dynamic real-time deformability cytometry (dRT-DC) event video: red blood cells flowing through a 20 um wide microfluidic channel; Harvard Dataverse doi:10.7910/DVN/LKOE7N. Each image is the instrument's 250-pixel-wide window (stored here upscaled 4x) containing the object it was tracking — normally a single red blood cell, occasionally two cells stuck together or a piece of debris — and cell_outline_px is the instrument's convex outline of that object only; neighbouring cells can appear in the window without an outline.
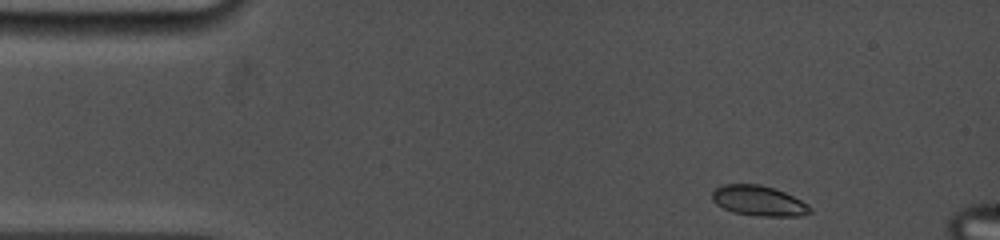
{"species": "common noctule bat (a hibernating species)", "species_latin": "Nyctalus noctula", "temperature_condition": "cold", "stored_images_in_passage": 12, "camera_frame_rate_fps": 5000, "um_per_image_px": 0.085, "animal": {"sex": "female", "body_mass_g": 19.0, "forearm_length_mm": 53.3}, "frame": {"image": 1, "passage_image": 1, "time_ms": 0.0, "image_size_px": [1000, 240], "cell_outline_px": [[812, 212], [804, 216], [756, 216], [732, 212], [716, 204], [712, 200], [712, 192], [716, 188], [724, 184], [760, 184], [784, 192], [808, 204], [812, 208]], "centroid_in_image_um": [64.5, 17.08], "position_along_channel_um": 20.5, "area_um2": 17.28}}
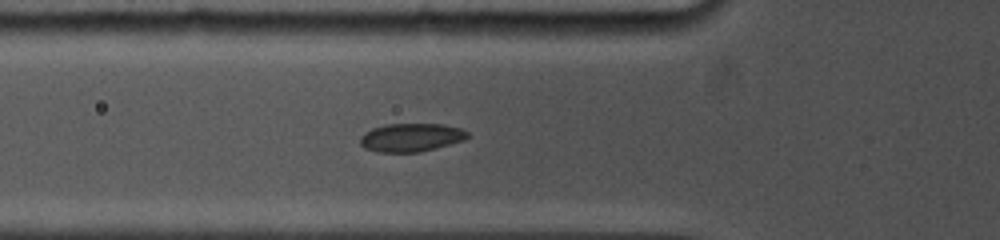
{"frame": {"image": 2, "passage_image": 12, "time_ms": 3.8, "image_size_px": [1000, 240], "cell_outline_px": [[468, 136], [464, 140], [420, 152], [376, 152], [364, 148], [360, 144], [360, 136], [364, 132], [372, 128], [384, 124], [444, 124], [460, 128], [468, 132]], "centroid_in_image_um": [34.9, 11.68], "position_along_channel_um": 90.9, "area_um2": 17.8}}